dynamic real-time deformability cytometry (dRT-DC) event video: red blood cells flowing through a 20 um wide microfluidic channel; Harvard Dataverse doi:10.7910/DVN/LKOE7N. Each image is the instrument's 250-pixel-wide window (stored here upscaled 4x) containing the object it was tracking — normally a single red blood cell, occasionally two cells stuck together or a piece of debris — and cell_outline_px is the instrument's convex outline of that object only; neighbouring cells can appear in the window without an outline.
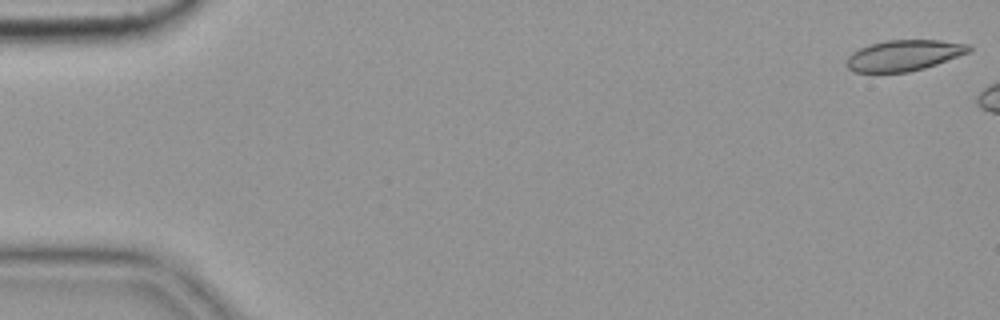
{"species": "common noctule bat (a hibernating species)", "species_latin": "Nyctalus noctula", "temperature_condition": "cold", "stored_images_in_passage": 25, "camera_frame_rate_fps": 3000, "um_per_image_px": 0.085, "animal": {"sex": "female", "body_mass_g": 19.9}, "frame": {"image": 1, "passage_image": 1, "time_ms": 0.0, "image_size_px": [1000, 320], "cell_outline_px": [[972, 48], [968, 52], [936, 64], [924, 68], [908, 72], [852, 72], [844, 64], [848, 56], [852, 52], [860, 48], [872, 44], [888, 40], [940, 40], [972, 44]], "centroid_in_image_um": [76.81, 4.71], "position_along_channel_um": 8.2, "area_um2": 21.96}}
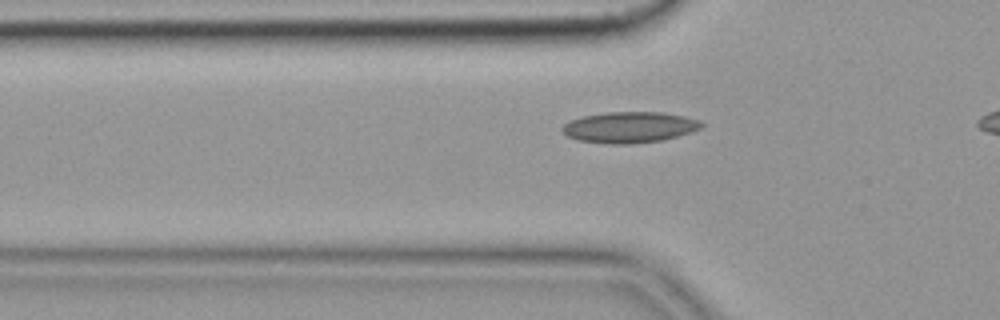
{"frame": {"image": 2, "passage_image": 18, "time_ms": 5.667, "image_size_px": [1000, 320], "cell_outline_px": [[704, 124], [700, 128], [692, 132], [660, 140], [632, 144], [612, 144], [576, 140], [568, 136], [560, 128], [564, 124], [572, 120], [584, 116], [608, 112], [660, 112], [684, 116], [700, 120]], "centroid_in_image_um": [53.51, 10.82], "position_along_channel_um": 72.3, "area_um2": 24.97}}